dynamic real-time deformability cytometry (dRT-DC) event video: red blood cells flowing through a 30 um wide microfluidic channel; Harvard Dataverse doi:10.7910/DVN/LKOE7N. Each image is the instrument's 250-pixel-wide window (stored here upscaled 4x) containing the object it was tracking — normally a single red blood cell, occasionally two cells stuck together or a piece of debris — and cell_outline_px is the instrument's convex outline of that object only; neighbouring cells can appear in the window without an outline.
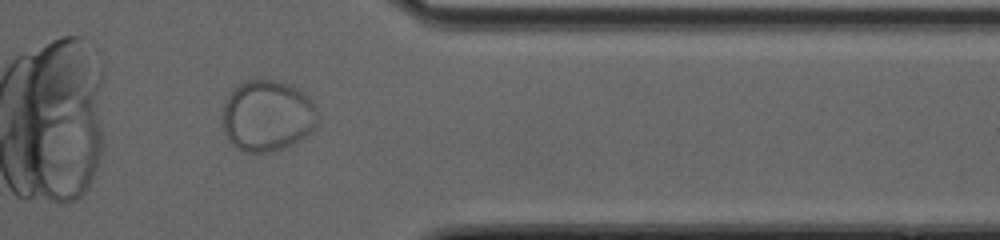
{"species": "common noctule bat (a hibernating species)", "species_latin": "Nyctalus noctula", "temperature_condition": "cold", "stored_images_in_passage": 34, "camera_frame_rate_fps": 3000, "um_per_image_px": 0.085, "animal": {"sex": "female", "body_mass_g": 20.0, "forearm_length_mm": 54.0}, "frame": {"image": 1, "passage_image": 29, "time_ms": 9.333, "image_size_px": [1000, 240], "cell_outline_px": [[320, 116], [312, 128], [300, 140], [284, 148], [272, 152], [244, 152], [236, 148], [228, 140], [224, 132], [224, 104], [228, 96], [240, 84], [248, 80], [280, 80], [292, 84], [304, 92], [308, 96], [316, 108]], "centroid_in_image_um": [22.75, 9.84], "position_along_channel_um": 388.7, "area_um2": 39.48}}